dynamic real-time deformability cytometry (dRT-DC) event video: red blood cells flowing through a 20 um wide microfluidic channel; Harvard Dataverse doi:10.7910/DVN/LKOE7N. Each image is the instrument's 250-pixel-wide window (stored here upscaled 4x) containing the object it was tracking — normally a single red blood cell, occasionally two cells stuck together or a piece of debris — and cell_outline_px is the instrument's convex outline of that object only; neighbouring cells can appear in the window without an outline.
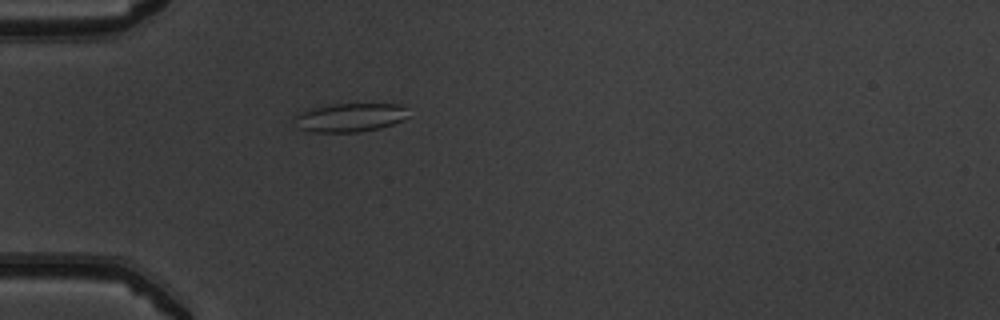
{"species": "common noctule bat (a hibernating species)", "species_latin": "Nyctalus noctula", "temperature_condition": "warm", "stored_images_in_passage": 53, "camera_frame_rate_fps": 3000, "um_per_image_px": 0.085, "animal": {"sex": "male", "body_mass_g": 19.5, "forearm_length_mm": 54.6}, "frame": {"image": 1, "passage_image": 17, "time_ms": 5.333, "image_size_px": [1000, 320], "cell_outline_px": [[408, 116], [404, 120], [380, 128], [360, 132], [308, 132], [296, 128], [296, 116], [300, 112], [312, 108], [332, 104], [400, 104], [404, 108]], "centroid_in_image_um": [29.73, 10.0], "position_along_channel_um": 55.3, "area_um2": 19.02}}
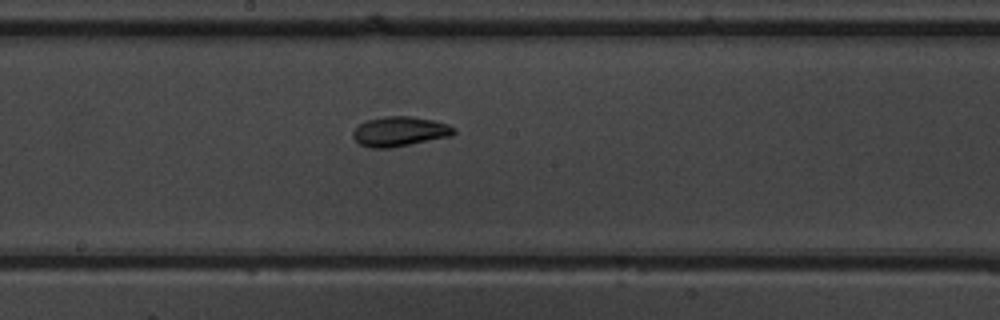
{"frame": {"image": 2, "passage_image": 30, "time_ms": 9.667, "image_size_px": [1000, 320], "cell_outline_px": [[456, 132], [452, 136], [392, 148], [372, 148], [360, 144], [352, 136], [352, 132], [364, 120], [384, 116], [412, 116], [432, 120], [448, 124], [456, 128]], "centroid_in_image_um": [33.99, 11.17], "position_along_channel_um": 214.2, "area_um2": 17.69}}
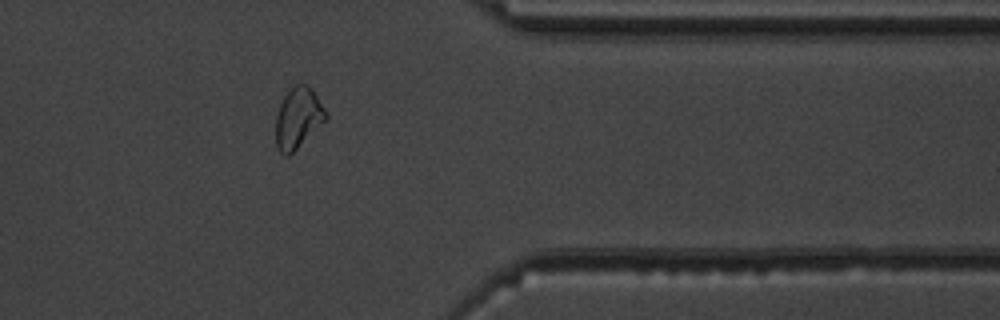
{"frame": {"image": 3, "passage_image": 44, "time_ms": 14.333, "image_size_px": [1000, 320], "cell_outline_px": [[328, 116], [288, 156], [284, 156], [276, 148], [276, 116], [280, 104], [284, 96], [296, 84], [308, 84], [312, 88], [324, 108]], "centroid_in_image_um": [25.3, 10.01], "position_along_channel_um": 386.1, "area_um2": 17.22}, "authors_computed_cell_mechanics": {"area_um2": 18.4382, "velocity_mm_per_s": 3.9066, "shape_relaxation_time_tau1_ms": null, "shape_relaxation_time_tau2_ms": 2.6865, "deformation_change_tau1": null, "deformation_change_tau2": 0.0827}}